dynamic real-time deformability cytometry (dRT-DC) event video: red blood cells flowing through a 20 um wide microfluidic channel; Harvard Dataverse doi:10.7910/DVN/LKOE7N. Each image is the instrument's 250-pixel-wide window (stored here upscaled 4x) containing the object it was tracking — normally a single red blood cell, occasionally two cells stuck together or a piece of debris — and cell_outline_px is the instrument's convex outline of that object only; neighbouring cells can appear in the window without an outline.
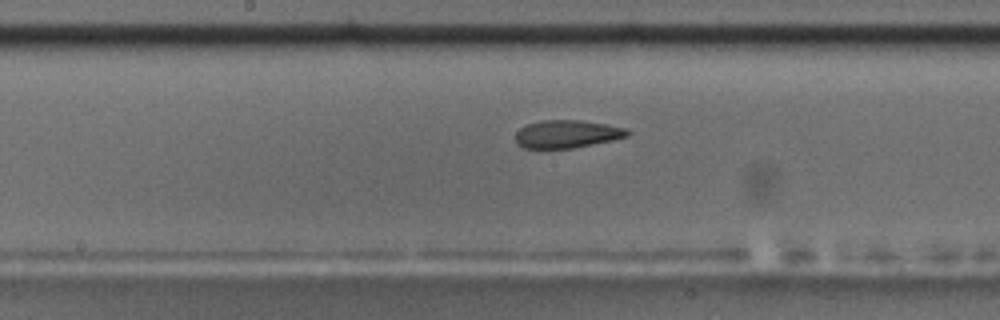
{"species": "common noctule bat (a hibernating species)", "species_latin": "Nyctalus noctula", "temperature_condition": "room temperature", "stored_images_in_passage": 32, "camera_frame_rate_fps": 3000, "um_per_image_px": 0.085, "animal": {"sex": "male", "body_mass_g": 17.5, "forearm_length_mm": 52.3}, "frame": {"image": 1, "passage_image": 14, "time_ms": 4.333, "image_size_px": [1000, 320], "cell_outline_px": [[632, 132], [628, 136], [612, 140], [572, 148], [524, 148], [516, 144], [516, 132], [520, 128], [528, 124], [540, 120], [580, 120], [604, 124], [624, 128]], "centroid_in_image_um": [48.17, 11.39], "position_along_channel_um": 200.0, "area_um2": 18.03}, "authors_computed_cell_mechanics": {"area_um2": 19.074, "velocity_mm_per_s": 3.6856, "shape_relaxation_time_tau1_ms": null, "shape_relaxation_time_tau2_ms": 3.319, "deformation_change_tau1": null, "deformation_change_tau2": 0.1115}}